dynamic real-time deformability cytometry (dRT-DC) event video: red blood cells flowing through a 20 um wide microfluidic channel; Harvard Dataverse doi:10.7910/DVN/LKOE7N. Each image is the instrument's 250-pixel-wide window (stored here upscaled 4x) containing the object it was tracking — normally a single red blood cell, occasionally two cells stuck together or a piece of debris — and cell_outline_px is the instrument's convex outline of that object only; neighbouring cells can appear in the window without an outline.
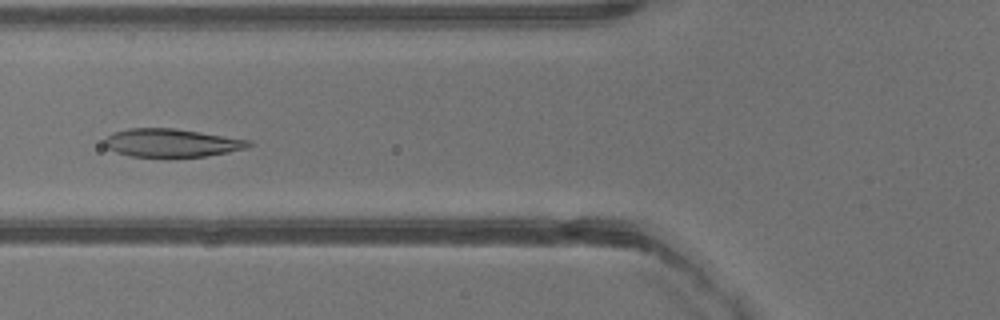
{"species": "common noctule bat (a hibernating species)", "species_latin": "Nyctalus noctula", "temperature_condition": "warm", "stored_images_in_passage": 40, "camera_frame_rate_fps": 3000, "um_per_image_px": 0.085, "animal": {"sex": "male", "body_mass_g": 13.3}, "frame": {"image": 1, "passage_image": 16, "time_ms": 5.0, "image_size_px": [1000, 320], "cell_outline_px": [[252, 144], [248, 148], [228, 152], [204, 156], [132, 156], [116, 152], [108, 148], [104, 144], [104, 140], [112, 132], [128, 128], [176, 128], [252, 140]], "centroid_in_image_um": [14.61, 12.12], "position_along_channel_um": 111.2, "area_um2": 23.58}}
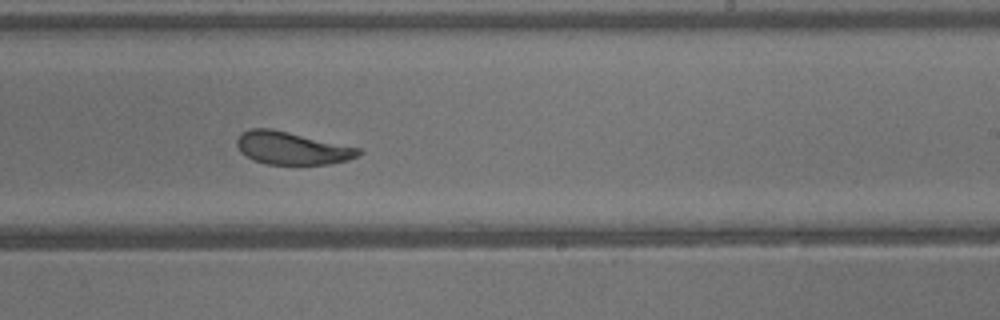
{"frame": {"image": 2, "passage_image": 25, "time_ms": 8.0, "image_size_px": [1000, 320], "cell_outline_px": [[364, 152], [348, 160], [328, 164], [268, 164], [256, 160], [240, 152], [236, 144], [236, 140], [244, 132], [252, 128], [272, 128], [360, 148]], "centroid_in_image_um": [24.83, 12.58], "position_along_channel_um": 264.2, "area_um2": 22.95}}
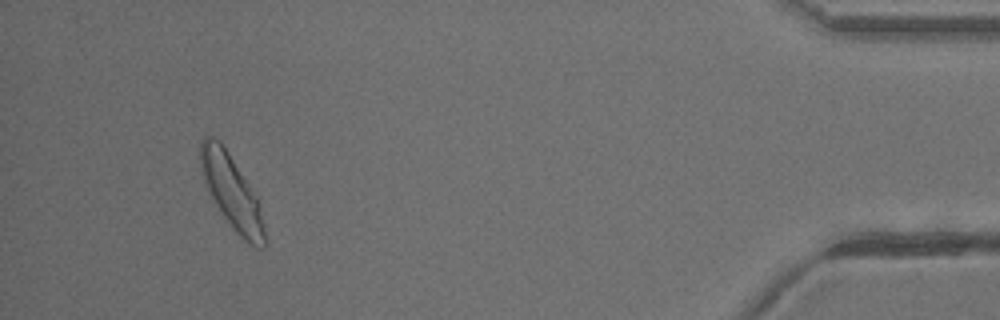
{"frame": {"image": 3, "passage_image": 38, "time_ms": 12.333, "image_size_px": [1000, 320], "cell_outline_px": [[268, 244], [264, 248], [260, 248], [248, 244], [232, 228], [208, 192], [204, 184], [200, 172], [200, 140], [204, 136], [212, 136], [220, 140], [260, 200], [268, 240]], "centroid_in_image_um": [19.73, 16.35], "position_along_channel_um": 415.5, "area_um2": 28.21}}